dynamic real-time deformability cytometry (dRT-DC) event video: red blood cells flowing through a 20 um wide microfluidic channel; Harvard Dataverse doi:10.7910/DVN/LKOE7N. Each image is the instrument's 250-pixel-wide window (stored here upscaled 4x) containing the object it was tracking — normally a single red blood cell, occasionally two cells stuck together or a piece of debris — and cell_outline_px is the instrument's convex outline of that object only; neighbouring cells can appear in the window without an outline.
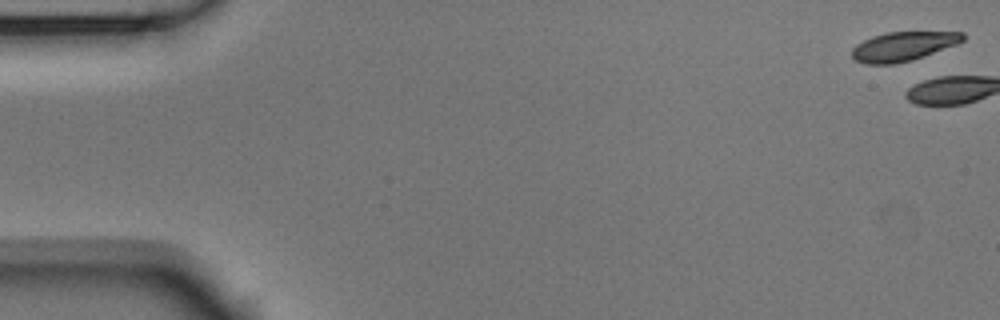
{"species": "Egyptian fruit bat (a non-hibernating species)", "species_latin": "Rousettus aegyptiacus", "temperature_condition": "room temperature", "stored_images_in_passage": 6, "camera_frame_rate_fps": 3000, "um_per_image_px": 0.085, "animal": {"sex": "male"}, "frame": {"image": 1, "passage_image": 1, "time_ms": 0.0, "image_size_px": [1000, 320], "cell_outline_px": [[964, 40], [956, 44], [924, 56], [912, 60], [896, 64], [864, 64], [856, 60], [852, 56], [852, 48], [856, 44], [872, 36], [888, 32], [964, 32]], "centroid_in_image_um": [76.74, 3.94], "position_along_channel_um": 8.3, "area_um2": 18.79}}
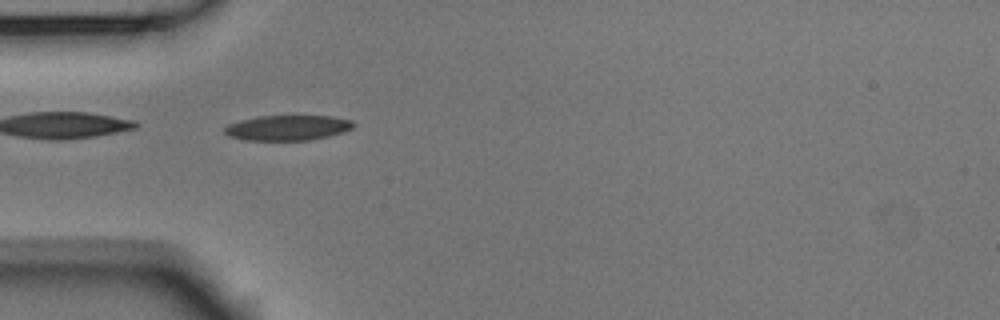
{"frame": {"image": 2, "passage_image": 5, "time_ms": 1.333, "image_size_px": [1000, 320], "cell_outline_px": [[356, 124], [352, 128], [344, 132], [328, 136], [308, 140], [244, 140], [228, 136], [224, 132], [224, 128], [228, 124], [240, 120], [260, 116], [332, 116], [352, 120]], "centroid_in_image_um": [24.45, 10.86], "position_along_channel_um": 60.5, "area_um2": 18.96}}